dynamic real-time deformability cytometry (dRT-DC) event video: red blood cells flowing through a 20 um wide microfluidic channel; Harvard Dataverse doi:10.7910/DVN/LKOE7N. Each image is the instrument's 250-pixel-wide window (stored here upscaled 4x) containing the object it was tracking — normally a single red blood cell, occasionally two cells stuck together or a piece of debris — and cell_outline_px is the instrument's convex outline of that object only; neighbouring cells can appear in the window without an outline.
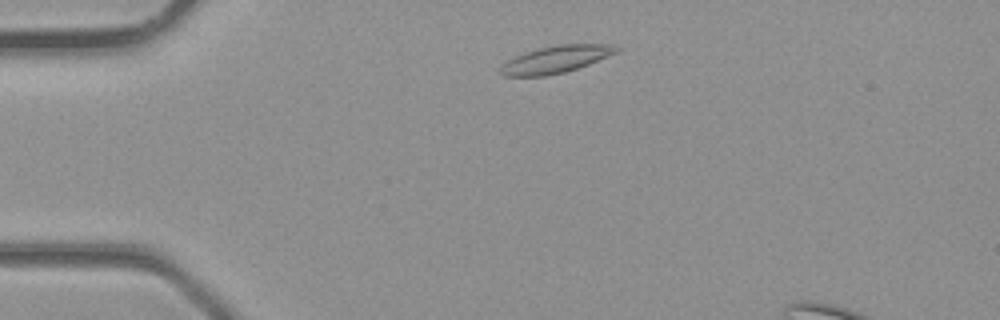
{"species": "common noctule bat (a hibernating species)", "species_latin": "Nyctalus noctula", "temperature_condition": "room temperature", "stored_images_in_passage": 2, "camera_frame_rate_fps": 3000, "um_per_image_px": 0.085, "animal": {"sex": "male", "body_mass_g": 23.1, "forearm_length_mm": 52.7}, "frame": {"image": 1, "passage_image": 2, "time_ms": 0.333, "image_size_px": [1000, 320], "cell_outline_px": [[620, 52], [588, 64], [564, 72], [544, 76], [504, 76], [496, 72], [500, 64], [524, 52], [540, 48], [560, 44], [612, 44], [620, 48]], "centroid_in_image_um": [47.21, 5.05], "position_along_channel_um": 37.8, "area_um2": 18.5}}